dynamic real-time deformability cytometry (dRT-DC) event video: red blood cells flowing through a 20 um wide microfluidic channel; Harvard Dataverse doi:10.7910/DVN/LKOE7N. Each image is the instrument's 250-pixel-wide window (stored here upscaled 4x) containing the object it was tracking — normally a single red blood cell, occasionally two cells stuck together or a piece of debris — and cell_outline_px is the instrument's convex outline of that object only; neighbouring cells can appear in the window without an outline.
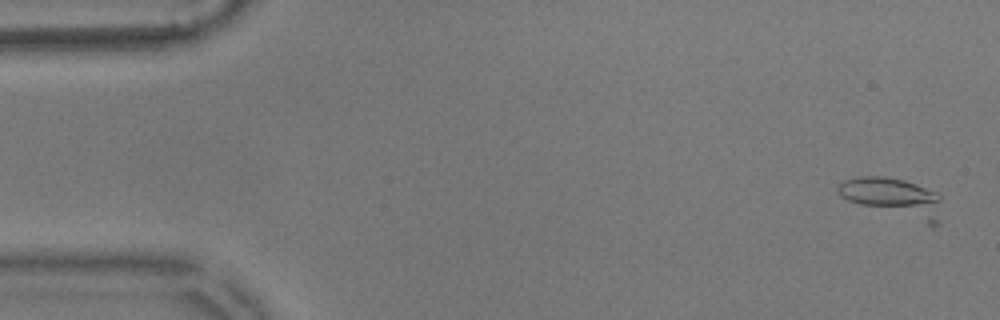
{"species": "common noctule bat (a hibernating species)", "species_latin": "Nyctalus noctula", "temperature_condition": "warm", "stored_images_in_passage": 13, "camera_frame_rate_fps": 3000, "um_per_image_px": 0.085, "animal": {"sex": "male", "body_mass_g": 17.9}, "frame": {"image": 1, "passage_image": 3, "time_ms": 0.667, "image_size_px": [1000, 320], "cell_outline_px": [[940, 224], [928, 224], [860, 204], [848, 200], [840, 196], [836, 188], [844, 180], [856, 176], [884, 176], [904, 180], [916, 184], [936, 192], [940, 196]], "centroid_in_image_um": [75.94, 16.76], "position_along_channel_um": 9.1, "area_um2": 23.12}}